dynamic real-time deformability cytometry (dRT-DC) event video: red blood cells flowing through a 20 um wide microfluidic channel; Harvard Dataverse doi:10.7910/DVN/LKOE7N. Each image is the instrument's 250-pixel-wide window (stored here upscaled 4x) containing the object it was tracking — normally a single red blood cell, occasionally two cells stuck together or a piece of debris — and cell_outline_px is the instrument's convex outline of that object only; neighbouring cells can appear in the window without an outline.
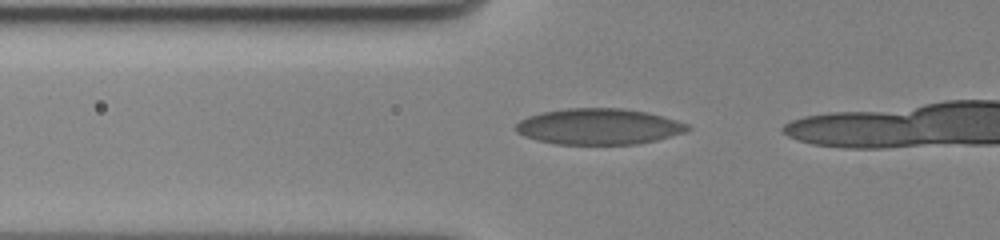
{"species": "human", "species_latin": "Homo sapiens", "temperature_condition": "cold", "stored_images_in_passage": 28, "camera_frame_rate_fps": 3000, "um_per_image_px": 0.085, "donor": {"sex": "female"}, "frame": {"image": 1, "passage_image": 18, "time_ms": 5.667, "image_size_px": [1000, 240], "cell_outline_px": [[692, 128], [684, 132], [656, 140], [636, 144], [556, 144], [536, 140], [524, 136], [516, 132], [516, 124], [520, 120], [528, 116], [544, 112], [568, 108], [620, 108], [644, 112], [676, 120], [688, 124]], "centroid_in_image_um": [50.87, 10.76], "position_along_channel_um": 74.9, "area_um2": 35.72}}
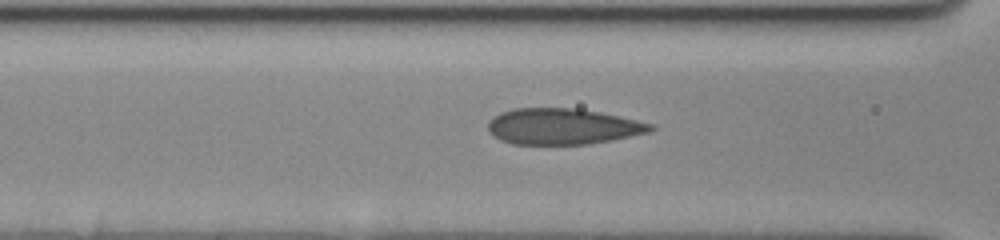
{"frame": {"image": 2, "passage_image": 22, "time_ms": 7.0, "image_size_px": [1000, 240], "cell_outline_px": [[656, 128], [652, 132], [612, 140], [588, 144], [512, 144], [500, 140], [492, 136], [488, 132], [488, 124], [492, 116], [500, 112], [516, 108], [576, 108], [600, 112], [636, 120], [652, 124]], "centroid_in_image_um": [47.81, 10.75], "position_along_channel_um": 118.8, "area_um2": 34.33}}
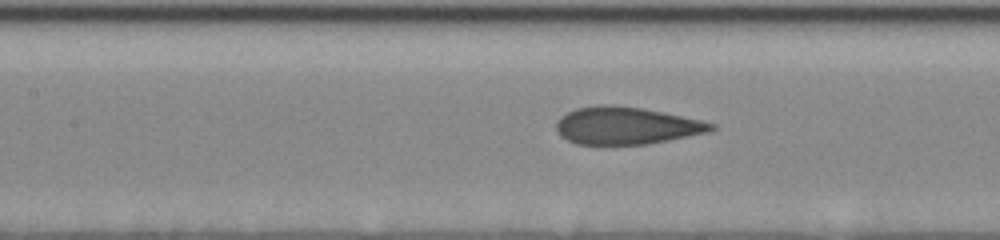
{"frame": {"image": 3, "passage_image": 25, "time_ms": 8.0, "image_size_px": [1000, 240], "cell_outline_px": [[716, 128], [712, 132], [648, 144], [576, 144], [560, 136], [556, 128], [556, 124], [560, 116], [576, 108], [604, 104], [640, 108], [700, 120], [716, 124]], "centroid_in_image_um": [53.24, 10.69], "position_along_channel_um": 154.2, "area_um2": 33.52}}